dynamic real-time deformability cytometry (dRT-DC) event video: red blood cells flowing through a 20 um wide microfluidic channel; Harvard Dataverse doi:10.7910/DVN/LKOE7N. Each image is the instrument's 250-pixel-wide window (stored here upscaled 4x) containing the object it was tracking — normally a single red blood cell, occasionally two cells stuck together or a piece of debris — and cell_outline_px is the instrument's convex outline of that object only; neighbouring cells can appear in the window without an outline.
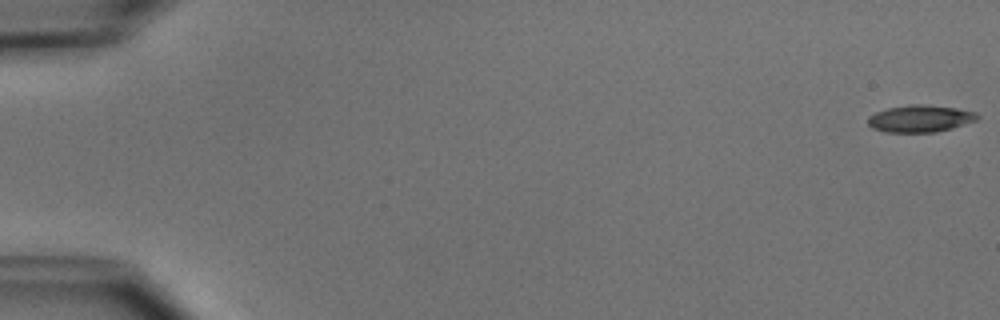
{"species": "common noctule bat (a hibernating species)", "species_latin": "Nyctalus noctula", "temperature_condition": "cold", "stored_images_in_passage": 6, "camera_frame_rate_fps": 3000, "um_per_image_px": 0.085, "animal": {"sex": "male", "body_mass_g": 15.6}, "frame": {"image": 1, "passage_image": 1, "time_ms": 0.0, "image_size_px": [1000, 320], "cell_outline_px": [[980, 116], [976, 120], [952, 128], [936, 132], [884, 132], [872, 128], [868, 124], [868, 116], [876, 112], [888, 108], [912, 104], [920, 104], [956, 108], [976, 112]], "centroid_in_image_um": [78.2, 10.08], "position_along_channel_um": 6.8, "area_um2": 17.17}}
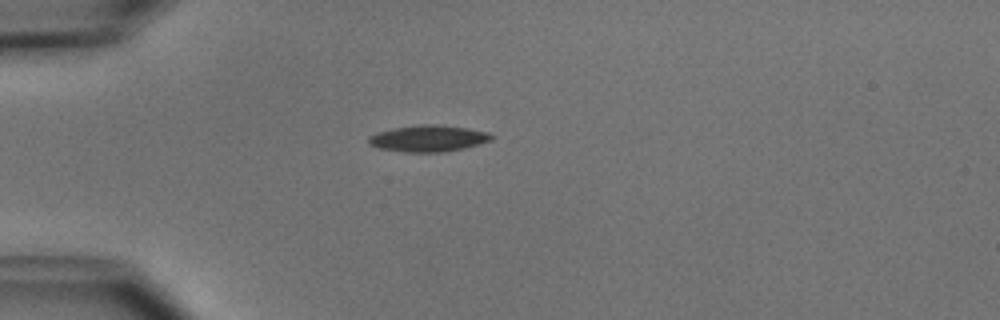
{"frame": {"image": 2, "passage_image": 5, "time_ms": 4.667, "image_size_px": [1000, 320], "cell_outline_px": [[496, 136], [492, 140], [480, 144], [464, 148], [444, 152], [404, 152], [380, 148], [368, 144], [368, 136], [376, 132], [392, 128], [420, 124], [436, 124], [468, 128], [488, 132]], "centroid_in_image_um": [36.42, 11.76], "position_along_channel_um": 48.6, "area_um2": 19.19}}